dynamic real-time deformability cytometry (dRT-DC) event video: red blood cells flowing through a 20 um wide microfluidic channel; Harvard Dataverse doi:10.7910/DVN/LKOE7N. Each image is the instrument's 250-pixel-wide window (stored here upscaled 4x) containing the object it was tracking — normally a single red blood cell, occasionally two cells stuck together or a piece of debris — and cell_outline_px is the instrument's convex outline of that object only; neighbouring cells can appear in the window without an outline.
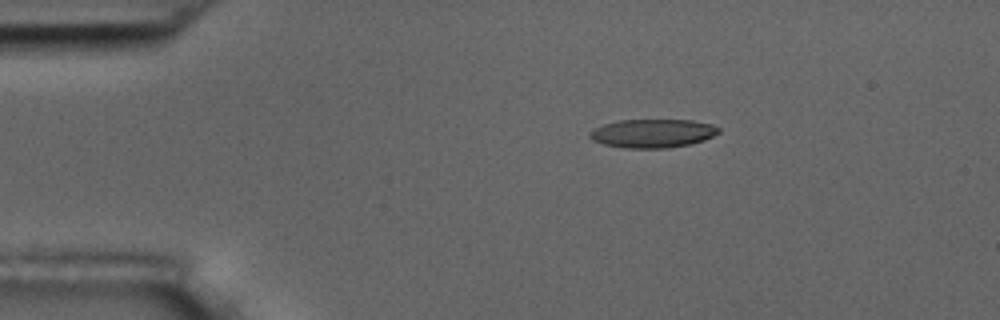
{"species": "common noctule bat (a hibernating species)", "species_latin": "Nyctalus noctula", "temperature_condition": "room temperature", "stored_images_in_passage": 8, "camera_frame_rate_fps": 3000, "um_per_image_px": 0.085, "animal": {"sex": "male", "body_mass_g": 17.5, "forearm_length_mm": 52.3}, "frame": {"image": 1, "passage_image": 1, "time_ms": 0.0, "image_size_px": [1000, 320], "cell_outline_px": [[720, 132], [704, 140], [692, 144], [668, 148], [624, 148], [604, 144], [592, 140], [588, 136], [588, 132], [604, 124], [620, 120], [692, 120], [712, 124], [720, 128]], "centroid_in_image_um": [55.49, 11.34], "position_along_channel_um": 29.5, "area_um2": 21.56}}
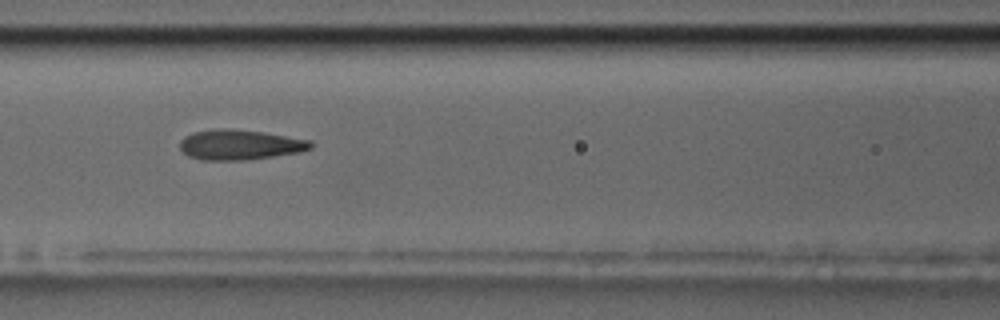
{"frame": {"image": 2, "passage_image": 5, "time_ms": 4.667, "image_size_px": [1000, 320], "cell_outline_px": [[312, 148], [300, 152], [244, 160], [200, 160], [188, 156], [180, 148], [180, 140], [184, 136], [192, 132], [220, 128], [264, 132], [312, 140]], "centroid_in_image_um": [20.38, 12.3], "position_along_channel_um": 146.2, "area_um2": 22.95}}
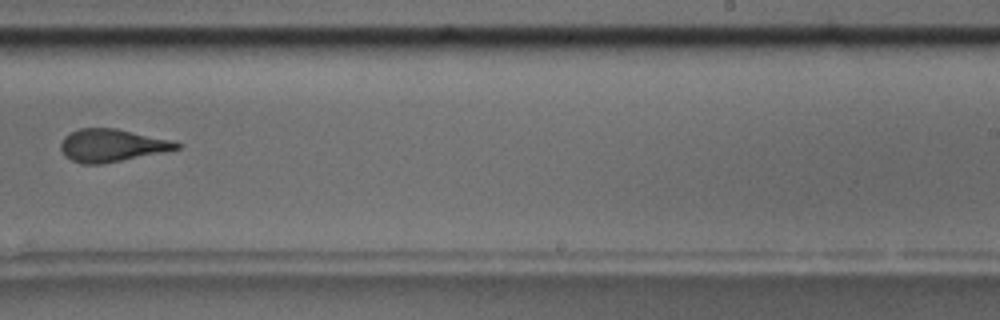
{"frame": {"image": 3, "passage_image": 8, "time_ms": 8.333, "image_size_px": [1000, 320], "cell_outline_px": [[180, 148], [104, 164], [80, 164], [64, 156], [60, 148], [60, 144], [64, 136], [80, 128], [116, 128], [172, 140], [180, 144]], "centroid_in_image_um": [9.46, 12.36], "position_along_channel_um": 279.5, "area_um2": 21.96}}